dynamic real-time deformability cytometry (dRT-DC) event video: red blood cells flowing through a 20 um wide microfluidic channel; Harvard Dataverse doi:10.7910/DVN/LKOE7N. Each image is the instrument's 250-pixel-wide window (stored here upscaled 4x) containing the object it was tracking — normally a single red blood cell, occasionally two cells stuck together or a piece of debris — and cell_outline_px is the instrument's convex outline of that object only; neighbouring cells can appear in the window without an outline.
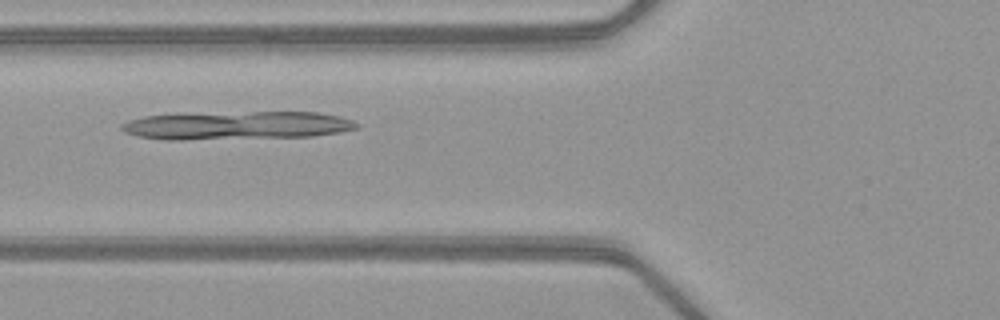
{"species": "common noctule bat (a hibernating species)", "species_latin": "Nyctalus noctula", "temperature_condition": "warm", "stored_images_in_passage": 5, "camera_frame_rate_fps": 3000, "um_per_image_px": 0.085, "animal": {"sex": "female", "body_mass_g": 21.9}, "frame": {"image": 1, "passage_image": 3, "time_ms": 0.667, "image_size_px": [1000, 320], "cell_outline_px": [[360, 128], [340, 132], [312, 136], [184, 140], [164, 140], [140, 136], [124, 132], [120, 128], [120, 124], [128, 120], [144, 116], [252, 112], [316, 112], [340, 116], [352, 120], [360, 124]], "centroid_in_image_um": [20.18, 10.67], "position_along_channel_um": 105.6, "area_um2": 38.44}}